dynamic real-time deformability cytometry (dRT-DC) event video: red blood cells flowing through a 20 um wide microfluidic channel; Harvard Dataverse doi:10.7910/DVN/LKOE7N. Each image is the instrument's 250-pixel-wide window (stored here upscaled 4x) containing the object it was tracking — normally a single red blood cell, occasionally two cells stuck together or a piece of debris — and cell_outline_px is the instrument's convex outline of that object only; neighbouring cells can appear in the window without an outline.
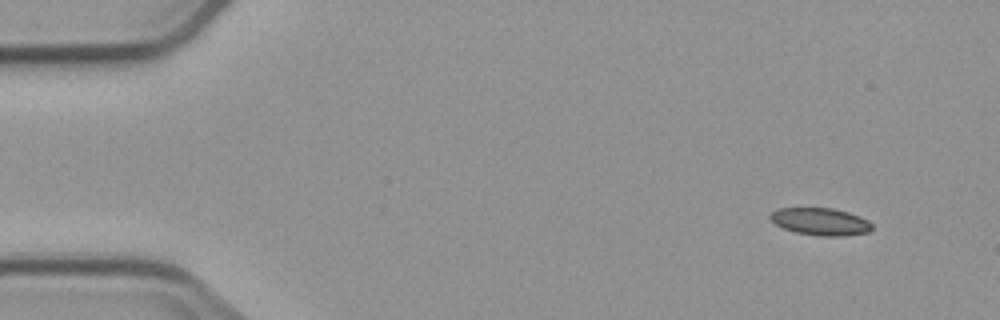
{"species": "common noctule bat (a hibernating species)", "species_latin": "Nyctalus noctula", "temperature_condition": "cold", "stored_images_in_passage": 3, "camera_frame_rate_fps": 3000, "um_per_image_px": 0.085, "animal": {"sex": "male", "body_mass_g": 23.1, "forearm_length_mm": 52.7}, "frame": {"image": 1, "passage_image": 1, "time_ms": 0.0, "image_size_px": [1000, 320], "cell_outline_px": [[872, 228], [868, 232], [844, 236], [820, 236], [796, 232], [784, 228], [776, 224], [768, 216], [776, 208], [832, 208], [848, 212], [860, 216], [868, 220], [872, 224]], "centroid_in_image_um": [69.75, 18.83], "position_along_channel_um": 15.3, "area_um2": 16.18}}